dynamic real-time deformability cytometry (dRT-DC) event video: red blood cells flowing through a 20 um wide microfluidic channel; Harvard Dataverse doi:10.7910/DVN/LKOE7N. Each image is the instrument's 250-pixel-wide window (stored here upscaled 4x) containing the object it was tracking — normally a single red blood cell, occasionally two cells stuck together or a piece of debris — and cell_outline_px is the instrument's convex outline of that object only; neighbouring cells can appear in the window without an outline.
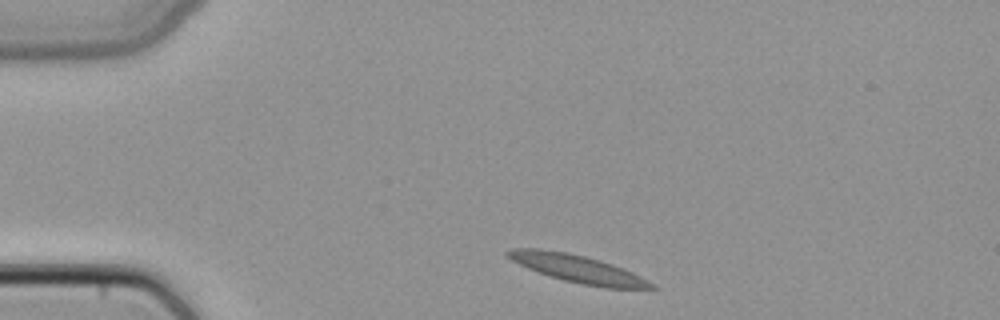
{"species": "common noctule bat (a hibernating species)", "species_latin": "Nyctalus noctula", "temperature_condition": "cold", "stored_images_in_passage": 2, "camera_frame_rate_fps": 3000, "um_per_image_px": 0.085, "animal": {"sex": "female", "body_mass_g": 22.7, "forearm_length_mm": 54.2}, "frame": {"image": 1, "passage_image": 1, "time_ms": 0.0, "image_size_px": [1000, 320], "cell_outline_px": [[660, 288], [604, 288], [580, 284], [548, 276], [528, 268], [504, 256], [504, 252], [512, 248], [540, 248], [568, 252], [600, 260], [624, 268], [656, 284]], "centroid_in_image_um": [49.09, 22.84], "position_along_channel_um": 35.9, "area_um2": 23.35}}